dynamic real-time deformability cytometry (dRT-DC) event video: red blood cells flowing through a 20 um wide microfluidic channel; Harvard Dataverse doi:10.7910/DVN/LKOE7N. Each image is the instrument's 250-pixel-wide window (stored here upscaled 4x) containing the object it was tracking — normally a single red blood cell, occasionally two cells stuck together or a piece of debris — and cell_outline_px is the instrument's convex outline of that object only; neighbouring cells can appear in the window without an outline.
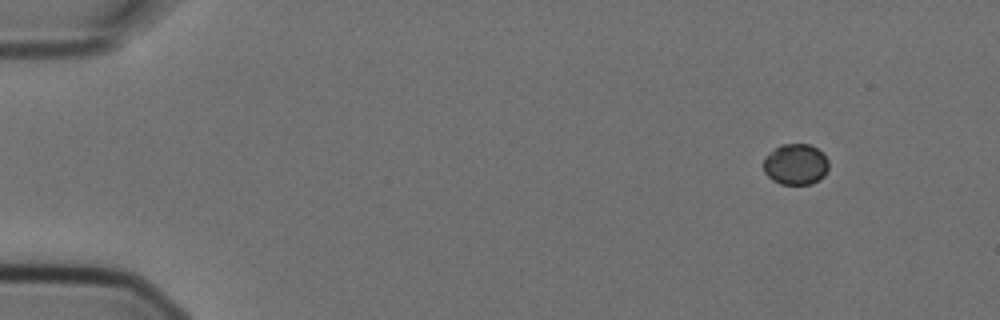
{"species": "Egyptian fruit bat (a non-hibernating species)", "species_latin": "Rousettus aegyptiacus", "temperature_condition": "cold", "stored_images_in_passage": 10, "camera_frame_rate_fps": 3000, "um_per_image_px": 0.085, "animal": {"sex": "female"}, "frame": {"image": 1, "passage_image": 1, "time_ms": 0.0, "image_size_px": [1000, 320], "cell_outline_px": [[828, 168], [824, 176], [820, 180], [812, 184], [780, 184], [772, 180], [764, 172], [764, 156], [780, 144], [808, 144], [816, 148], [828, 160]], "centroid_in_image_um": [67.61, 13.98], "position_along_channel_um": 17.4, "area_um2": 15.61}}
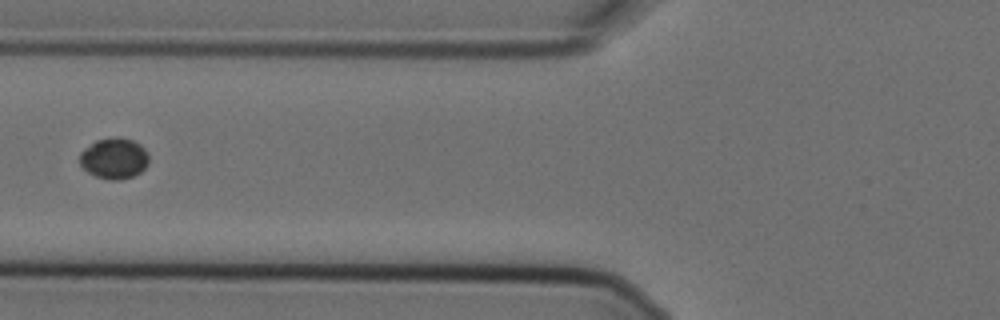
{"frame": {"image": 2, "passage_image": 5, "time_ms": 1.333, "image_size_px": [1000, 320], "cell_outline_px": [[148, 164], [140, 172], [132, 176], [120, 180], [108, 180], [96, 176], [88, 172], [80, 164], [80, 152], [84, 148], [96, 140], [116, 136], [120, 136], [132, 140], [140, 144], [144, 148], [148, 156]], "centroid_in_image_um": [9.69, 13.45], "position_along_channel_um": 116.1, "area_um2": 16.53}}
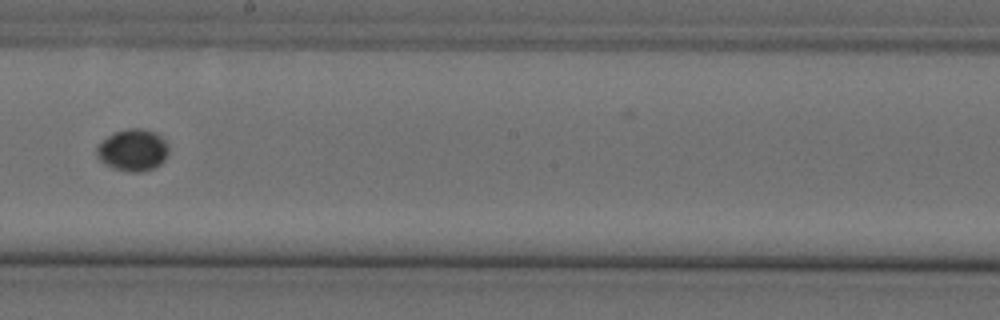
{"frame": {"image": 3, "passage_image": 8, "time_ms": 2.333, "image_size_px": [1000, 320], "cell_outline_px": [[168, 152], [164, 160], [160, 164], [152, 168], [140, 172], [128, 172], [116, 168], [100, 160], [96, 156], [96, 148], [108, 136], [116, 132], [128, 128], [140, 128], [156, 132], [168, 144]], "centroid_in_image_um": [11.31, 12.75], "position_along_channel_um": 236.9, "area_um2": 17.28}}